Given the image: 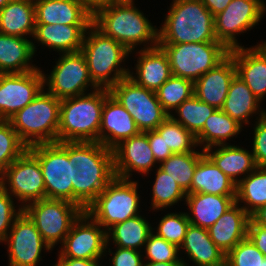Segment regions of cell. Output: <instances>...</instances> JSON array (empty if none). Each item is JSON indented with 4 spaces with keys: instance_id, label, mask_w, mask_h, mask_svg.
I'll return each instance as SVG.
<instances>
[{
    "instance_id": "cell-35",
    "label": "cell",
    "mask_w": 266,
    "mask_h": 266,
    "mask_svg": "<svg viewBox=\"0 0 266 266\" xmlns=\"http://www.w3.org/2000/svg\"><path fill=\"white\" fill-rule=\"evenodd\" d=\"M236 203L249 215L266 205V168L257 167L236 185Z\"/></svg>"
},
{
    "instance_id": "cell-17",
    "label": "cell",
    "mask_w": 266,
    "mask_h": 266,
    "mask_svg": "<svg viewBox=\"0 0 266 266\" xmlns=\"http://www.w3.org/2000/svg\"><path fill=\"white\" fill-rule=\"evenodd\" d=\"M44 88L42 69L0 74V120H9Z\"/></svg>"
},
{
    "instance_id": "cell-41",
    "label": "cell",
    "mask_w": 266,
    "mask_h": 266,
    "mask_svg": "<svg viewBox=\"0 0 266 266\" xmlns=\"http://www.w3.org/2000/svg\"><path fill=\"white\" fill-rule=\"evenodd\" d=\"M27 149L10 122L0 120V175Z\"/></svg>"
},
{
    "instance_id": "cell-14",
    "label": "cell",
    "mask_w": 266,
    "mask_h": 266,
    "mask_svg": "<svg viewBox=\"0 0 266 266\" xmlns=\"http://www.w3.org/2000/svg\"><path fill=\"white\" fill-rule=\"evenodd\" d=\"M264 14V0H232L221 13L214 16L215 36L228 50L242 47L237 36L259 25Z\"/></svg>"
},
{
    "instance_id": "cell-24",
    "label": "cell",
    "mask_w": 266,
    "mask_h": 266,
    "mask_svg": "<svg viewBox=\"0 0 266 266\" xmlns=\"http://www.w3.org/2000/svg\"><path fill=\"white\" fill-rule=\"evenodd\" d=\"M36 24L91 25L93 14L78 0H41L34 4Z\"/></svg>"
},
{
    "instance_id": "cell-7",
    "label": "cell",
    "mask_w": 266,
    "mask_h": 266,
    "mask_svg": "<svg viewBox=\"0 0 266 266\" xmlns=\"http://www.w3.org/2000/svg\"><path fill=\"white\" fill-rule=\"evenodd\" d=\"M138 184V180L115 177L87 207L86 212L106 231L117 223L140 215Z\"/></svg>"
},
{
    "instance_id": "cell-33",
    "label": "cell",
    "mask_w": 266,
    "mask_h": 266,
    "mask_svg": "<svg viewBox=\"0 0 266 266\" xmlns=\"http://www.w3.org/2000/svg\"><path fill=\"white\" fill-rule=\"evenodd\" d=\"M243 126L232 119L221 109H216L204 123L203 129L196 135L199 148L202 150L227 145V141L237 137Z\"/></svg>"
},
{
    "instance_id": "cell-38",
    "label": "cell",
    "mask_w": 266,
    "mask_h": 266,
    "mask_svg": "<svg viewBox=\"0 0 266 266\" xmlns=\"http://www.w3.org/2000/svg\"><path fill=\"white\" fill-rule=\"evenodd\" d=\"M204 154V152L175 153L158 165L187 192L191 187L197 163Z\"/></svg>"
},
{
    "instance_id": "cell-52",
    "label": "cell",
    "mask_w": 266,
    "mask_h": 266,
    "mask_svg": "<svg viewBox=\"0 0 266 266\" xmlns=\"http://www.w3.org/2000/svg\"><path fill=\"white\" fill-rule=\"evenodd\" d=\"M81 2L92 14L99 8L110 4V0H78Z\"/></svg>"
},
{
    "instance_id": "cell-13",
    "label": "cell",
    "mask_w": 266,
    "mask_h": 266,
    "mask_svg": "<svg viewBox=\"0 0 266 266\" xmlns=\"http://www.w3.org/2000/svg\"><path fill=\"white\" fill-rule=\"evenodd\" d=\"M0 186L17 199L16 203L22 209L31 202L46 198L39 161L28 149L0 175Z\"/></svg>"
},
{
    "instance_id": "cell-58",
    "label": "cell",
    "mask_w": 266,
    "mask_h": 266,
    "mask_svg": "<svg viewBox=\"0 0 266 266\" xmlns=\"http://www.w3.org/2000/svg\"><path fill=\"white\" fill-rule=\"evenodd\" d=\"M27 1H30L35 4L36 2L41 1V0H27Z\"/></svg>"
},
{
    "instance_id": "cell-12",
    "label": "cell",
    "mask_w": 266,
    "mask_h": 266,
    "mask_svg": "<svg viewBox=\"0 0 266 266\" xmlns=\"http://www.w3.org/2000/svg\"><path fill=\"white\" fill-rule=\"evenodd\" d=\"M109 91L131 114L140 132L155 130L169 116L154 91L136 84L129 77L121 79Z\"/></svg>"
},
{
    "instance_id": "cell-15",
    "label": "cell",
    "mask_w": 266,
    "mask_h": 266,
    "mask_svg": "<svg viewBox=\"0 0 266 266\" xmlns=\"http://www.w3.org/2000/svg\"><path fill=\"white\" fill-rule=\"evenodd\" d=\"M107 231L86 211L73 223L64 242L59 245L58 258L101 260L105 257Z\"/></svg>"
},
{
    "instance_id": "cell-53",
    "label": "cell",
    "mask_w": 266,
    "mask_h": 266,
    "mask_svg": "<svg viewBox=\"0 0 266 266\" xmlns=\"http://www.w3.org/2000/svg\"><path fill=\"white\" fill-rule=\"evenodd\" d=\"M250 219L257 225L266 226V205L259 207L250 215Z\"/></svg>"
},
{
    "instance_id": "cell-47",
    "label": "cell",
    "mask_w": 266,
    "mask_h": 266,
    "mask_svg": "<svg viewBox=\"0 0 266 266\" xmlns=\"http://www.w3.org/2000/svg\"><path fill=\"white\" fill-rule=\"evenodd\" d=\"M107 243L105 250L106 255H110L109 263L112 266H143V251H137L128 248L115 247V252L112 251L113 248ZM108 252V253H107ZM114 252V253H113Z\"/></svg>"
},
{
    "instance_id": "cell-56",
    "label": "cell",
    "mask_w": 266,
    "mask_h": 266,
    "mask_svg": "<svg viewBox=\"0 0 266 266\" xmlns=\"http://www.w3.org/2000/svg\"><path fill=\"white\" fill-rule=\"evenodd\" d=\"M208 266H229L228 262L226 261V259L221 262V263H218V264H215V265H208Z\"/></svg>"
},
{
    "instance_id": "cell-10",
    "label": "cell",
    "mask_w": 266,
    "mask_h": 266,
    "mask_svg": "<svg viewBox=\"0 0 266 266\" xmlns=\"http://www.w3.org/2000/svg\"><path fill=\"white\" fill-rule=\"evenodd\" d=\"M38 159L46 198L73 203V185L68 158V142L42 143L28 147Z\"/></svg>"
},
{
    "instance_id": "cell-49",
    "label": "cell",
    "mask_w": 266,
    "mask_h": 266,
    "mask_svg": "<svg viewBox=\"0 0 266 266\" xmlns=\"http://www.w3.org/2000/svg\"><path fill=\"white\" fill-rule=\"evenodd\" d=\"M247 237L266 257V226L257 225L250 219Z\"/></svg>"
},
{
    "instance_id": "cell-16",
    "label": "cell",
    "mask_w": 266,
    "mask_h": 266,
    "mask_svg": "<svg viewBox=\"0 0 266 266\" xmlns=\"http://www.w3.org/2000/svg\"><path fill=\"white\" fill-rule=\"evenodd\" d=\"M8 266H37L42 252L52 251L29 216L22 211L14 220L6 239Z\"/></svg>"
},
{
    "instance_id": "cell-28",
    "label": "cell",
    "mask_w": 266,
    "mask_h": 266,
    "mask_svg": "<svg viewBox=\"0 0 266 266\" xmlns=\"http://www.w3.org/2000/svg\"><path fill=\"white\" fill-rule=\"evenodd\" d=\"M204 153L236 184L257 168L252 151L242 146L229 143L205 149Z\"/></svg>"
},
{
    "instance_id": "cell-29",
    "label": "cell",
    "mask_w": 266,
    "mask_h": 266,
    "mask_svg": "<svg viewBox=\"0 0 266 266\" xmlns=\"http://www.w3.org/2000/svg\"><path fill=\"white\" fill-rule=\"evenodd\" d=\"M33 40L0 33V74L25 73L39 69L32 64Z\"/></svg>"
},
{
    "instance_id": "cell-57",
    "label": "cell",
    "mask_w": 266,
    "mask_h": 266,
    "mask_svg": "<svg viewBox=\"0 0 266 266\" xmlns=\"http://www.w3.org/2000/svg\"><path fill=\"white\" fill-rule=\"evenodd\" d=\"M11 0H0V9H2Z\"/></svg>"
},
{
    "instance_id": "cell-25",
    "label": "cell",
    "mask_w": 266,
    "mask_h": 266,
    "mask_svg": "<svg viewBox=\"0 0 266 266\" xmlns=\"http://www.w3.org/2000/svg\"><path fill=\"white\" fill-rule=\"evenodd\" d=\"M250 215L237 203L225 212L209 229L215 245L227 254L247 237Z\"/></svg>"
},
{
    "instance_id": "cell-50",
    "label": "cell",
    "mask_w": 266,
    "mask_h": 266,
    "mask_svg": "<svg viewBox=\"0 0 266 266\" xmlns=\"http://www.w3.org/2000/svg\"><path fill=\"white\" fill-rule=\"evenodd\" d=\"M57 262L53 266H102L101 260H85L74 258H57Z\"/></svg>"
},
{
    "instance_id": "cell-40",
    "label": "cell",
    "mask_w": 266,
    "mask_h": 266,
    "mask_svg": "<svg viewBox=\"0 0 266 266\" xmlns=\"http://www.w3.org/2000/svg\"><path fill=\"white\" fill-rule=\"evenodd\" d=\"M191 80L171 76L155 93L163 109L170 115L183 101L194 95Z\"/></svg>"
},
{
    "instance_id": "cell-43",
    "label": "cell",
    "mask_w": 266,
    "mask_h": 266,
    "mask_svg": "<svg viewBox=\"0 0 266 266\" xmlns=\"http://www.w3.org/2000/svg\"><path fill=\"white\" fill-rule=\"evenodd\" d=\"M143 250L144 262L186 263V260L180 257L179 248L176 245L153 232L149 234Z\"/></svg>"
},
{
    "instance_id": "cell-27",
    "label": "cell",
    "mask_w": 266,
    "mask_h": 266,
    "mask_svg": "<svg viewBox=\"0 0 266 266\" xmlns=\"http://www.w3.org/2000/svg\"><path fill=\"white\" fill-rule=\"evenodd\" d=\"M235 203L236 196L194 193L187 194L184 204L190 224L209 229Z\"/></svg>"
},
{
    "instance_id": "cell-32",
    "label": "cell",
    "mask_w": 266,
    "mask_h": 266,
    "mask_svg": "<svg viewBox=\"0 0 266 266\" xmlns=\"http://www.w3.org/2000/svg\"><path fill=\"white\" fill-rule=\"evenodd\" d=\"M35 26V8L30 1L11 0L0 9V33L33 39Z\"/></svg>"
},
{
    "instance_id": "cell-42",
    "label": "cell",
    "mask_w": 266,
    "mask_h": 266,
    "mask_svg": "<svg viewBox=\"0 0 266 266\" xmlns=\"http://www.w3.org/2000/svg\"><path fill=\"white\" fill-rule=\"evenodd\" d=\"M189 225L186 212L175 211V213L164 214L159 220V224L155 228L152 227V232L180 248Z\"/></svg>"
},
{
    "instance_id": "cell-9",
    "label": "cell",
    "mask_w": 266,
    "mask_h": 266,
    "mask_svg": "<svg viewBox=\"0 0 266 266\" xmlns=\"http://www.w3.org/2000/svg\"><path fill=\"white\" fill-rule=\"evenodd\" d=\"M23 211L34 222L52 250L64 242L73 223L84 212L80 206L70 201L49 198L31 202Z\"/></svg>"
},
{
    "instance_id": "cell-2",
    "label": "cell",
    "mask_w": 266,
    "mask_h": 266,
    "mask_svg": "<svg viewBox=\"0 0 266 266\" xmlns=\"http://www.w3.org/2000/svg\"><path fill=\"white\" fill-rule=\"evenodd\" d=\"M92 23L106 36L124 45L131 53L158 45V29L134 2L110 3L93 14ZM143 45V47H142Z\"/></svg>"
},
{
    "instance_id": "cell-23",
    "label": "cell",
    "mask_w": 266,
    "mask_h": 266,
    "mask_svg": "<svg viewBox=\"0 0 266 266\" xmlns=\"http://www.w3.org/2000/svg\"><path fill=\"white\" fill-rule=\"evenodd\" d=\"M90 25L36 24L33 36V49L36 54L37 45L46 46L49 51L60 53L79 52L84 36ZM36 43V44H35Z\"/></svg>"
},
{
    "instance_id": "cell-46",
    "label": "cell",
    "mask_w": 266,
    "mask_h": 266,
    "mask_svg": "<svg viewBox=\"0 0 266 266\" xmlns=\"http://www.w3.org/2000/svg\"><path fill=\"white\" fill-rule=\"evenodd\" d=\"M254 123L251 151L256 166L266 168V115Z\"/></svg>"
},
{
    "instance_id": "cell-5",
    "label": "cell",
    "mask_w": 266,
    "mask_h": 266,
    "mask_svg": "<svg viewBox=\"0 0 266 266\" xmlns=\"http://www.w3.org/2000/svg\"><path fill=\"white\" fill-rule=\"evenodd\" d=\"M80 51L85 57L92 81L99 88L110 89L129 76L130 69L124 67V62L133 53L106 36L93 23L86 30Z\"/></svg>"
},
{
    "instance_id": "cell-45",
    "label": "cell",
    "mask_w": 266,
    "mask_h": 266,
    "mask_svg": "<svg viewBox=\"0 0 266 266\" xmlns=\"http://www.w3.org/2000/svg\"><path fill=\"white\" fill-rule=\"evenodd\" d=\"M13 200L14 198L0 186V243L6 239L15 218L23 211L19 204L15 206Z\"/></svg>"
},
{
    "instance_id": "cell-18",
    "label": "cell",
    "mask_w": 266,
    "mask_h": 266,
    "mask_svg": "<svg viewBox=\"0 0 266 266\" xmlns=\"http://www.w3.org/2000/svg\"><path fill=\"white\" fill-rule=\"evenodd\" d=\"M112 151L115 176L122 179H132L133 172L140 173L143 177L158 166L148 142L147 132H140L121 141Z\"/></svg>"
},
{
    "instance_id": "cell-4",
    "label": "cell",
    "mask_w": 266,
    "mask_h": 266,
    "mask_svg": "<svg viewBox=\"0 0 266 266\" xmlns=\"http://www.w3.org/2000/svg\"><path fill=\"white\" fill-rule=\"evenodd\" d=\"M107 88L61 99L57 142H99L102 108Z\"/></svg>"
},
{
    "instance_id": "cell-1",
    "label": "cell",
    "mask_w": 266,
    "mask_h": 266,
    "mask_svg": "<svg viewBox=\"0 0 266 266\" xmlns=\"http://www.w3.org/2000/svg\"><path fill=\"white\" fill-rule=\"evenodd\" d=\"M73 203L84 211L116 177L113 151L99 142H68Z\"/></svg>"
},
{
    "instance_id": "cell-6",
    "label": "cell",
    "mask_w": 266,
    "mask_h": 266,
    "mask_svg": "<svg viewBox=\"0 0 266 266\" xmlns=\"http://www.w3.org/2000/svg\"><path fill=\"white\" fill-rule=\"evenodd\" d=\"M60 103L61 99L43 88L33 101L8 121L28 147L57 142Z\"/></svg>"
},
{
    "instance_id": "cell-36",
    "label": "cell",
    "mask_w": 266,
    "mask_h": 266,
    "mask_svg": "<svg viewBox=\"0 0 266 266\" xmlns=\"http://www.w3.org/2000/svg\"><path fill=\"white\" fill-rule=\"evenodd\" d=\"M155 171L150 209L153 212L157 210L163 211V209L167 210L173 207L179 201L185 202L187 193L182 187L159 166L156 167Z\"/></svg>"
},
{
    "instance_id": "cell-34",
    "label": "cell",
    "mask_w": 266,
    "mask_h": 266,
    "mask_svg": "<svg viewBox=\"0 0 266 266\" xmlns=\"http://www.w3.org/2000/svg\"><path fill=\"white\" fill-rule=\"evenodd\" d=\"M146 219L148 218L140 214L113 225L107 231V243L110 245V242H112L113 245L119 248L143 250L154 226Z\"/></svg>"
},
{
    "instance_id": "cell-51",
    "label": "cell",
    "mask_w": 266,
    "mask_h": 266,
    "mask_svg": "<svg viewBox=\"0 0 266 266\" xmlns=\"http://www.w3.org/2000/svg\"><path fill=\"white\" fill-rule=\"evenodd\" d=\"M213 16L221 13L232 0H200Z\"/></svg>"
},
{
    "instance_id": "cell-44",
    "label": "cell",
    "mask_w": 266,
    "mask_h": 266,
    "mask_svg": "<svg viewBox=\"0 0 266 266\" xmlns=\"http://www.w3.org/2000/svg\"><path fill=\"white\" fill-rule=\"evenodd\" d=\"M225 259L229 266H266V257L248 237L232 248Z\"/></svg>"
},
{
    "instance_id": "cell-31",
    "label": "cell",
    "mask_w": 266,
    "mask_h": 266,
    "mask_svg": "<svg viewBox=\"0 0 266 266\" xmlns=\"http://www.w3.org/2000/svg\"><path fill=\"white\" fill-rule=\"evenodd\" d=\"M187 254L192 266H208L221 263L225 260L224 254L211 240L208 229L189 225L186 230L184 241L179 248ZM194 264V265H193ZM185 266H189L186 262Z\"/></svg>"
},
{
    "instance_id": "cell-22",
    "label": "cell",
    "mask_w": 266,
    "mask_h": 266,
    "mask_svg": "<svg viewBox=\"0 0 266 266\" xmlns=\"http://www.w3.org/2000/svg\"><path fill=\"white\" fill-rule=\"evenodd\" d=\"M235 75L236 66L233 57L228 54L214 68L194 82V95L202 102L221 109Z\"/></svg>"
},
{
    "instance_id": "cell-48",
    "label": "cell",
    "mask_w": 266,
    "mask_h": 266,
    "mask_svg": "<svg viewBox=\"0 0 266 266\" xmlns=\"http://www.w3.org/2000/svg\"><path fill=\"white\" fill-rule=\"evenodd\" d=\"M147 136L150 148L157 163L160 164L173 154L171 149L166 147L164 139L156 129L147 131Z\"/></svg>"
},
{
    "instance_id": "cell-39",
    "label": "cell",
    "mask_w": 266,
    "mask_h": 266,
    "mask_svg": "<svg viewBox=\"0 0 266 266\" xmlns=\"http://www.w3.org/2000/svg\"><path fill=\"white\" fill-rule=\"evenodd\" d=\"M156 130L164 139L166 147H169L173 154L185 152H204V150L197 149L198 147L196 136L188 131L180 123L174 121L168 116Z\"/></svg>"
},
{
    "instance_id": "cell-20",
    "label": "cell",
    "mask_w": 266,
    "mask_h": 266,
    "mask_svg": "<svg viewBox=\"0 0 266 266\" xmlns=\"http://www.w3.org/2000/svg\"><path fill=\"white\" fill-rule=\"evenodd\" d=\"M140 133L131 114L109 94L102 108L99 143L113 149L121 141Z\"/></svg>"
},
{
    "instance_id": "cell-54",
    "label": "cell",
    "mask_w": 266,
    "mask_h": 266,
    "mask_svg": "<svg viewBox=\"0 0 266 266\" xmlns=\"http://www.w3.org/2000/svg\"><path fill=\"white\" fill-rule=\"evenodd\" d=\"M143 266H185L184 263L143 262Z\"/></svg>"
},
{
    "instance_id": "cell-55",
    "label": "cell",
    "mask_w": 266,
    "mask_h": 266,
    "mask_svg": "<svg viewBox=\"0 0 266 266\" xmlns=\"http://www.w3.org/2000/svg\"><path fill=\"white\" fill-rule=\"evenodd\" d=\"M135 2V0H110V3Z\"/></svg>"
},
{
    "instance_id": "cell-3",
    "label": "cell",
    "mask_w": 266,
    "mask_h": 266,
    "mask_svg": "<svg viewBox=\"0 0 266 266\" xmlns=\"http://www.w3.org/2000/svg\"><path fill=\"white\" fill-rule=\"evenodd\" d=\"M158 29V44L219 42L214 16L200 0H173Z\"/></svg>"
},
{
    "instance_id": "cell-19",
    "label": "cell",
    "mask_w": 266,
    "mask_h": 266,
    "mask_svg": "<svg viewBox=\"0 0 266 266\" xmlns=\"http://www.w3.org/2000/svg\"><path fill=\"white\" fill-rule=\"evenodd\" d=\"M236 66V75L262 102L266 97V40L255 46L229 50Z\"/></svg>"
},
{
    "instance_id": "cell-26",
    "label": "cell",
    "mask_w": 266,
    "mask_h": 266,
    "mask_svg": "<svg viewBox=\"0 0 266 266\" xmlns=\"http://www.w3.org/2000/svg\"><path fill=\"white\" fill-rule=\"evenodd\" d=\"M262 102L252 93L245 82L237 75L232 79L221 110L243 127L249 125L253 115L258 120L266 115Z\"/></svg>"
},
{
    "instance_id": "cell-11",
    "label": "cell",
    "mask_w": 266,
    "mask_h": 266,
    "mask_svg": "<svg viewBox=\"0 0 266 266\" xmlns=\"http://www.w3.org/2000/svg\"><path fill=\"white\" fill-rule=\"evenodd\" d=\"M50 74L44 71V88L58 99L75 97L99 88L91 79L81 51L60 53ZM47 87V88H46ZM90 87V89H89Z\"/></svg>"
},
{
    "instance_id": "cell-8",
    "label": "cell",
    "mask_w": 266,
    "mask_h": 266,
    "mask_svg": "<svg viewBox=\"0 0 266 266\" xmlns=\"http://www.w3.org/2000/svg\"><path fill=\"white\" fill-rule=\"evenodd\" d=\"M158 45L168 57L172 75L193 83L229 54L221 42Z\"/></svg>"
},
{
    "instance_id": "cell-21",
    "label": "cell",
    "mask_w": 266,
    "mask_h": 266,
    "mask_svg": "<svg viewBox=\"0 0 266 266\" xmlns=\"http://www.w3.org/2000/svg\"><path fill=\"white\" fill-rule=\"evenodd\" d=\"M138 48L135 53L138 56L137 64L129 70L128 77L136 84L155 92L172 76L168 57L159 45L148 49Z\"/></svg>"
},
{
    "instance_id": "cell-30",
    "label": "cell",
    "mask_w": 266,
    "mask_h": 266,
    "mask_svg": "<svg viewBox=\"0 0 266 266\" xmlns=\"http://www.w3.org/2000/svg\"><path fill=\"white\" fill-rule=\"evenodd\" d=\"M236 183L225 175L215 163L204 154L194 171L187 194L206 193L221 196H236Z\"/></svg>"
},
{
    "instance_id": "cell-37",
    "label": "cell",
    "mask_w": 266,
    "mask_h": 266,
    "mask_svg": "<svg viewBox=\"0 0 266 266\" xmlns=\"http://www.w3.org/2000/svg\"><path fill=\"white\" fill-rule=\"evenodd\" d=\"M215 110L214 106L202 102L195 95H192L173 110L174 112H171L169 116L196 136L203 129L205 120Z\"/></svg>"
}]
</instances>
